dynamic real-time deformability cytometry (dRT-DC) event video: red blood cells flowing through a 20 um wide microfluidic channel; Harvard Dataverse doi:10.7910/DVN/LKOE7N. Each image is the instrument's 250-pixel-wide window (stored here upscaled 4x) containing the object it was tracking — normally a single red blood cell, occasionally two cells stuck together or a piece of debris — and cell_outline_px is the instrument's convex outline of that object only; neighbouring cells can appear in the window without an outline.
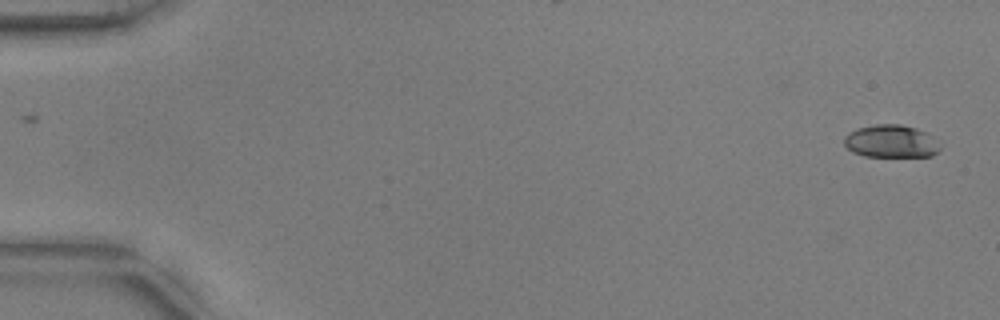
{"species": "common noctule bat (a hibernating species)", "species_latin": "Nyctalus noctula", "temperature_condition": "warm", "stored_images_in_passage": 53, "camera_frame_rate_fps": 3000, "um_per_image_px": 0.085, "animal": {"sex": "male", "body_mass_g": 17.9, "forearm_length_mm": 54.2}, "frame": {"image": 1, "passage_image": 1, "time_ms": 0.0, "image_size_px": [1000, 320], "cell_outline_px": [[940, 148], [932, 156], [864, 156], [852, 152], [844, 144], [844, 136], [848, 132], [856, 128], [876, 124], [900, 124], [916, 128], [928, 132], [932, 136]], "centroid_in_image_um": [75.7, 12.0], "position_along_channel_um": 9.3, "area_um2": 18.32}}
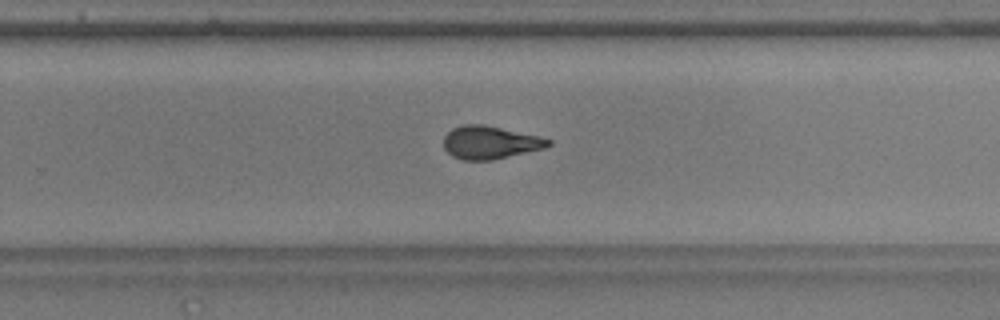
{"frame": {"image": 2, "passage_image": 35, "time_ms": 11.333, "image_size_px": [1000, 320], "cell_outline_px": [[552, 144], [544, 148], [492, 160], [464, 160], [452, 156], [444, 148], [444, 136], [452, 128], [464, 124], [484, 124], [540, 136], [552, 140]], "centroid_in_image_um": [41.66, 12.1], "position_along_channel_um": 288.1, "area_um2": 20.11}}
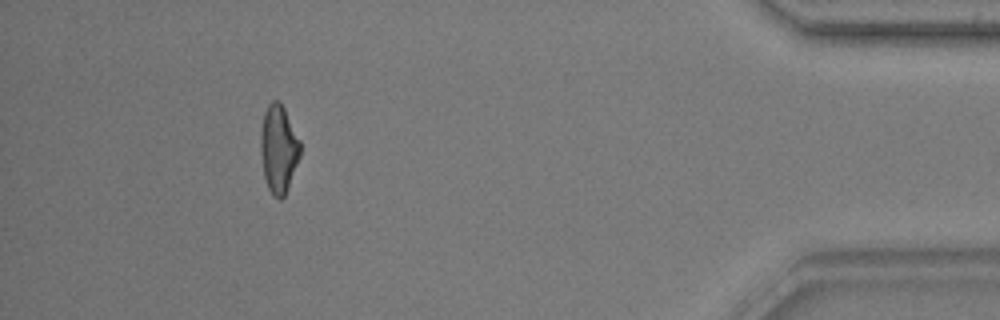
{"frame": {"image": 3, "passage_image": 49, "time_ms": 16.0, "image_size_px": [1000, 320], "cell_outline_px": [[300, 156], [288, 188], [284, 196], [280, 200], [272, 196], [268, 188], [264, 176], [260, 152], [260, 132], [264, 112], [268, 104], [272, 100], [280, 100], [300, 140]], "centroid_in_image_um": [23.67, 12.65], "position_along_channel_um": 411.5, "area_um2": 20.46}, "authors_computed_cell_mechanics": {"area_um2": 20.2878, "velocity_mm_per_s": 3.7677, "shape_relaxation_time_tau1_ms": 6.1496, "shape_relaxation_time_tau2_ms": 1.7481, "deformation_change_tau1": 0.1879, "deformation_change_tau2": 0.0918}}